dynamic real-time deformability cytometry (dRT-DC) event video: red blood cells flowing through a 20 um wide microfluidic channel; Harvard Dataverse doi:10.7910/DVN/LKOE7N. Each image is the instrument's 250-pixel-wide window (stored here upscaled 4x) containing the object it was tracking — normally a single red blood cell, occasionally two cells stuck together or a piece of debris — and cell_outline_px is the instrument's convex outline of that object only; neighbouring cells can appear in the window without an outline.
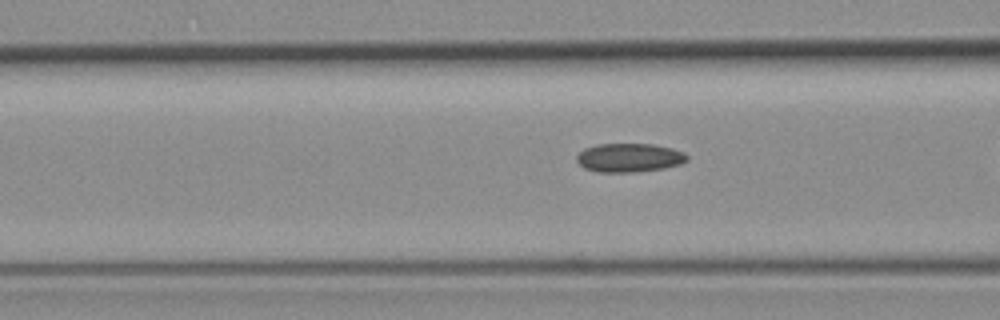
{"species": "common noctule bat (a hibernating species)", "species_latin": "Nyctalus noctula", "temperature_condition": "room temperature", "stored_images_in_passage": 34, "camera_frame_rate_fps": 3000, "um_per_image_px": 0.085, "animal": {"sex": "female", "body_mass_g": 19.3, "forearm_length_mm": 54.1}, "frame": {"image": 1, "passage_image": 11, "time_ms": 3.333, "image_size_px": [1000, 320], "cell_outline_px": [[688, 160], [680, 164], [664, 168], [636, 172], [596, 172], [584, 168], [576, 160], [576, 156], [584, 148], [596, 144], [652, 144], [672, 148], [684, 152], [688, 156]], "centroid_in_image_um": [53.48, 13.4], "position_along_channel_um": 113.1, "area_um2": 18.61}}
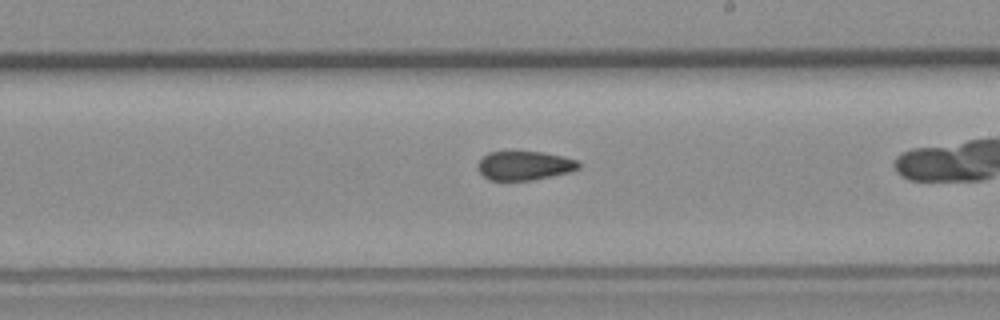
{"frame": {"image": 2, "passage_image": 22, "time_ms": 7.0, "image_size_px": [1000, 320], "cell_outline_px": [[580, 168], [572, 172], [532, 180], [488, 180], [476, 168], [476, 164], [488, 152], [540, 152], [560, 156], [576, 160], [580, 164]], "centroid_in_image_um": [44.56, 14.09], "position_along_channel_um": 244.4, "area_um2": 16.99}}
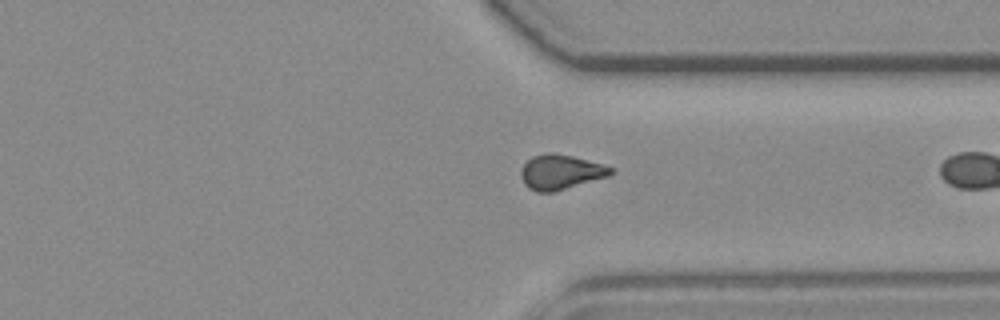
{"frame": {"image": 3, "passage_image": 32, "time_ms": 10.333, "image_size_px": [1000, 320], "cell_outline_px": [[612, 172], [608, 176], [552, 192], [536, 192], [528, 188], [524, 184], [520, 176], [520, 172], [524, 164], [532, 156], [548, 152], [552, 152], [572, 156], [600, 164], [612, 168]], "centroid_in_image_um": [47.58, 14.62], "position_along_channel_um": 363.8, "area_um2": 17.92}}